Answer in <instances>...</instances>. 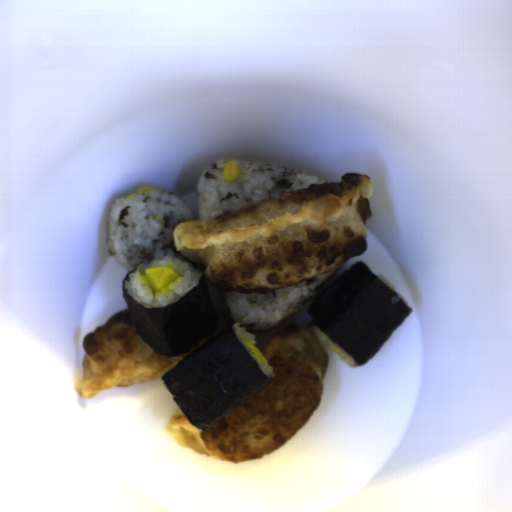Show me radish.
<instances>
[{
  "label": "radish",
  "mask_w": 512,
  "mask_h": 512,
  "mask_svg": "<svg viewBox=\"0 0 512 512\" xmlns=\"http://www.w3.org/2000/svg\"><path fill=\"white\" fill-rule=\"evenodd\" d=\"M143 275L155 293L179 278V273L176 270L166 266L150 267L144 270Z\"/></svg>",
  "instance_id": "1"
},
{
  "label": "radish",
  "mask_w": 512,
  "mask_h": 512,
  "mask_svg": "<svg viewBox=\"0 0 512 512\" xmlns=\"http://www.w3.org/2000/svg\"><path fill=\"white\" fill-rule=\"evenodd\" d=\"M245 344H246V346H248L250 348V350L258 364L266 363L267 359H266L265 355L262 353V351L256 345H254L251 342H245Z\"/></svg>",
  "instance_id": "2"
},
{
  "label": "radish",
  "mask_w": 512,
  "mask_h": 512,
  "mask_svg": "<svg viewBox=\"0 0 512 512\" xmlns=\"http://www.w3.org/2000/svg\"><path fill=\"white\" fill-rule=\"evenodd\" d=\"M329 348H330V350H331L333 353H338V354L340 353V349H338V348H337V347H335V346H332V345H330V344H329Z\"/></svg>",
  "instance_id": "3"
}]
</instances>
